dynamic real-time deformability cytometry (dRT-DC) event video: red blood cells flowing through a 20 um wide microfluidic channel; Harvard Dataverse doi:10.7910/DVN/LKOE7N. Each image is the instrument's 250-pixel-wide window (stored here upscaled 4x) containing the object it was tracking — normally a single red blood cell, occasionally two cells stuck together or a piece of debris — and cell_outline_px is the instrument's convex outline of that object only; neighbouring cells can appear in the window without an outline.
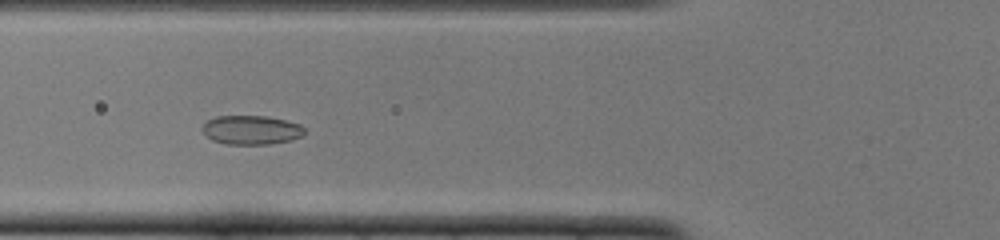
{"species": "common noctule bat (a hibernating species)", "species_latin": "Nyctalus noctula", "temperature_condition": "cold", "stored_images_in_passage": 38, "camera_frame_rate_fps": 3000, "um_per_image_px": 0.085, "animal": {"sex": "female", "body_mass_g": 22.0, "forearm_length_mm": 56.7}, "frame": {"image": 1, "passage_image": 6, "time_ms": 1.667, "image_size_px": [1000, 240], "cell_outline_px": [[304, 132], [300, 136], [292, 140], [268, 144], [224, 144], [212, 140], [200, 128], [208, 120], [216, 116], [268, 116], [300, 124], [304, 128]], "centroid_in_image_um": [21.34, 11.04], "position_along_channel_um": 104.5, "area_um2": 17.22}}
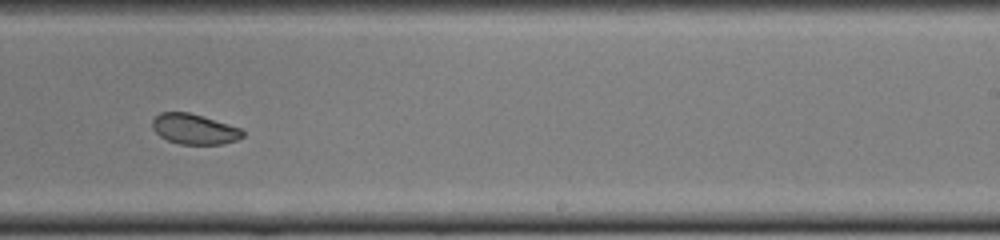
{"frame": {"image": 2, "passage_image": 19, "time_ms": 6.0, "image_size_px": [1000, 240], "cell_outline_px": [[244, 136], [236, 140], [224, 144], [180, 144], [168, 140], [160, 136], [152, 128], [152, 120], [160, 112], [188, 112], [240, 128], [244, 132]], "centroid_in_image_um": [16.5, 10.98], "position_along_channel_um": 272.5, "area_um2": 15.78}}
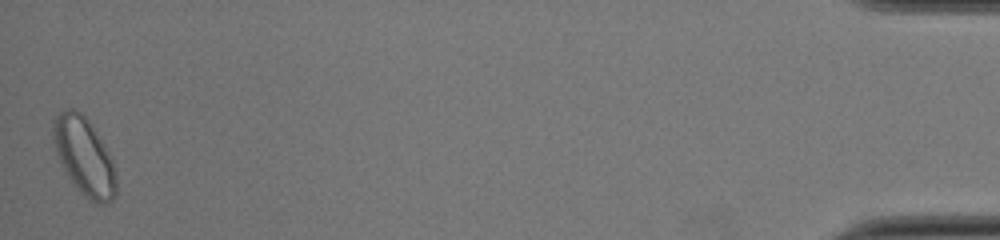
{"frame": {"image": 3, "passage_image": 38, "time_ms": 12.333, "image_size_px": [1000, 240], "cell_outline_px": [[116, 196], [108, 204], [100, 204], [84, 196], [72, 184], [56, 152], [52, 132], [52, 120], [60, 112], [68, 108], [72, 108], [80, 112], [88, 120], [112, 160], [116, 172]], "centroid_in_image_um": [7.15, 13.32], "position_along_channel_um": 428.0, "area_um2": 28.15}, "authors_computed_cell_mechanics": {"area_um2": 17.3689, "velocity_mm_per_s": 3.8875, "shape_relaxation_time_tau1_ms": 4.0116, "shape_relaxation_time_tau2_ms": 2.5791, "deformation_change_tau1": 0.0614, "deformation_change_tau2": 0.052}}